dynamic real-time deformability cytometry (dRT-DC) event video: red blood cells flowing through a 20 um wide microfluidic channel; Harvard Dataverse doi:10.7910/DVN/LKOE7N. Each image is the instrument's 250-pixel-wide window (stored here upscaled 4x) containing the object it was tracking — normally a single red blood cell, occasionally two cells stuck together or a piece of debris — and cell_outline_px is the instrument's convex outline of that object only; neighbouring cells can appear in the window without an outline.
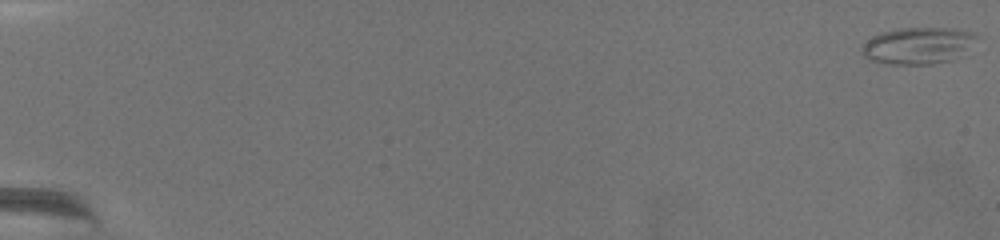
{"species": "common noctule bat (a hibernating species)", "species_latin": "Nyctalus noctula", "temperature_condition": "warm", "stored_images_in_passage": 75, "camera_frame_rate_fps": 3000, "um_per_image_px": 0.085, "animal": {"sex": "female", "body_mass_g": 19.5, "forearm_length_mm": 54.1}, "frame": {"image": 1, "passage_image": 1, "time_ms": 0.0, "image_size_px": [1000, 240], "cell_outline_px": [[980, 36], [964, 56], [952, 60], [932, 64], [888, 64], [868, 60], [864, 56], [860, 48], [872, 36], [880, 32], [900, 28], [956, 28], [976, 32]], "centroid_in_image_um": [78.1, 3.87], "position_along_channel_um": 6.9, "area_um2": 25.2}}
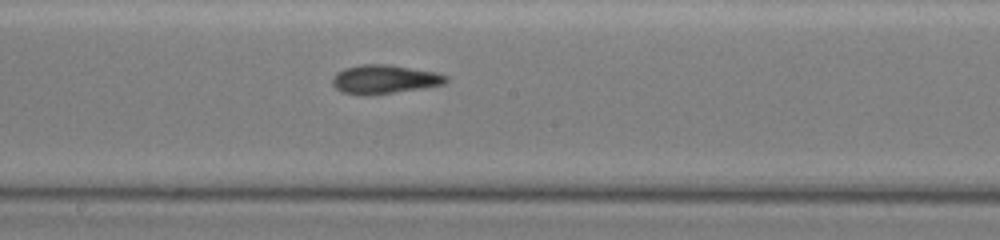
{"frame": {"image": 2, "passage_image": 44, "time_ms": 14.333, "image_size_px": [1000, 240], "cell_outline_px": [[448, 80], [444, 84], [372, 96], [360, 96], [344, 92], [336, 88], [332, 84], [332, 76], [336, 72], [344, 68], [360, 64], [388, 64], [436, 72], [448, 76]], "centroid_in_image_um": [32.63, 6.74], "position_along_channel_um": 215.6, "area_um2": 19.31}}
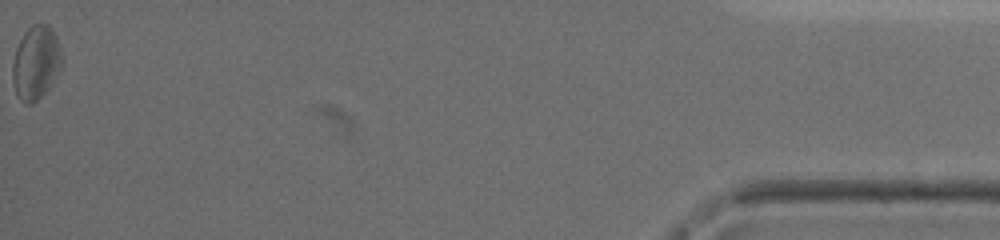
{"frame": {"image": 3, "passage_image": 75, "time_ms": 24.667, "image_size_px": [1000, 240], "cell_outline_px": [[64, 60], [52, 84], [32, 104], [24, 104], [16, 96], [12, 80], [12, 64], [16, 48], [24, 32], [32, 24], [48, 24], [52, 28], [56, 36]], "centroid_in_image_um": [3.05, 5.33], "position_along_channel_um": 432.2, "area_um2": 21.39}, "authors_computed_cell_mechanics": {"area_um2": 19.3052, "velocity_mm_per_s": 2.9406, "shape_relaxation_time_tau1_ms": null, "shape_relaxation_time_tau2_ms": 4.9381, "deformation_change_tau1": null, "deformation_change_tau2": 0.1426}}